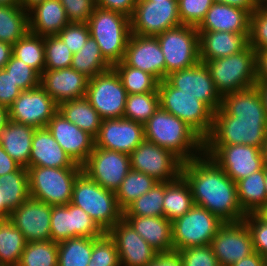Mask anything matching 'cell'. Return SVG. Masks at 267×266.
<instances>
[{"label": "cell", "instance_id": "obj_1", "mask_svg": "<svg viewBox=\"0 0 267 266\" xmlns=\"http://www.w3.org/2000/svg\"><path fill=\"white\" fill-rule=\"evenodd\" d=\"M266 134L267 116L254 85L222 97L204 146L244 144L262 149Z\"/></svg>", "mask_w": 267, "mask_h": 266}, {"label": "cell", "instance_id": "obj_2", "mask_svg": "<svg viewBox=\"0 0 267 266\" xmlns=\"http://www.w3.org/2000/svg\"><path fill=\"white\" fill-rule=\"evenodd\" d=\"M181 175L188 182L195 205L204 207L223 222L243 221L233 181L208 155L193 158L182 164Z\"/></svg>", "mask_w": 267, "mask_h": 266}, {"label": "cell", "instance_id": "obj_3", "mask_svg": "<svg viewBox=\"0 0 267 266\" xmlns=\"http://www.w3.org/2000/svg\"><path fill=\"white\" fill-rule=\"evenodd\" d=\"M145 140L171 151L183 163L204 153V140L183 120L160 106L144 124Z\"/></svg>", "mask_w": 267, "mask_h": 266}, {"label": "cell", "instance_id": "obj_4", "mask_svg": "<svg viewBox=\"0 0 267 266\" xmlns=\"http://www.w3.org/2000/svg\"><path fill=\"white\" fill-rule=\"evenodd\" d=\"M87 25L104 59L111 66L123 61L131 36L130 18L116 11L96 7Z\"/></svg>", "mask_w": 267, "mask_h": 266}, {"label": "cell", "instance_id": "obj_5", "mask_svg": "<svg viewBox=\"0 0 267 266\" xmlns=\"http://www.w3.org/2000/svg\"><path fill=\"white\" fill-rule=\"evenodd\" d=\"M71 203L82 208L104 232L123 218L115 192L103 188L83 171L75 180Z\"/></svg>", "mask_w": 267, "mask_h": 266}, {"label": "cell", "instance_id": "obj_6", "mask_svg": "<svg viewBox=\"0 0 267 266\" xmlns=\"http://www.w3.org/2000/svg\"><path fill=\"white\" fill-rule=\"evenodd\" d=\"M205 65L222 97L256 83V51L250 45L239 53L206 61Z\"/></svg>", "mask_w": 267, "mask_h": 266}, {"label": "cell", "instance_id": "obj_7", "mask_svg": "<svg viewBox=\"0 0 267 266\" xmlns=\"http://www.w3.org/2000/svg\"><path fill=\"white\" fill-rule=\"evenodd\" d=\"M159 105L170 114L183 120L203 140L213 127L214 112L195 96L182 93L181 89L172 87L166 80L159 82Z\"/></svg>", "mask_w": 267, "mask_h": 266}, {"label": "cell", "instance_id": "obj_8", "mask_svg": "<svg viewBox=\"0 0 267 266\" xmlns=\"http://www.w3.org/2000/svg\"><path fill=\"white\" fill-rule=\"evenodd\" d=\"M31 198L49 205L71 202L73 186L82 168L28 167Z\"/></svg>", "mask_w": 267, "mask_h": 266}, {"label": "cell", "instance_id": "obj_9", "mask_svg": "<svg viewBox=\"0 0 267 266\" xmlns=\"http://www.w3.org/2000/svg\"><path fill=\"white\" fill-rule=\"evenodd\" d=\"M218 216L204 207L194 205L183 216L172 222L174 251L210 245L218 229L224 224Z\"/></svg>", "mask_w": 267, "mask_h": 266}, {"label": "cell", "instance_id": "obj_10", "mask_svg": "<svg viewBox=\"0 0 267 266\" xmlns=\"http://www.w3.org/2000/svg\"><path fill=\"white\" fill-rule=\"evenodd\" d=\"M162 49L167 75L200 62L199 33L194 26L179 25L156 35Z\"/></svg>", "mask_w": 267, "mask_h": 266}, {"label": "cell", "instance_id": "obj_11", "mask_svg": "<svg viewBox=\"0 0 267 266\" xmlns=\"http://www.w3.org/2000/svg\"><path fill=\"white\" fill-rule=\"evenodd\" d=\"M121 80L113 68L89 79L86 98L100 118H123L127 99Z\"/></svg>", "mask_w": 267, "mask_h": 266}, {"label": "cell", "instance_id": "obj_12", "mask_svg": "<svg viewBox=\"0 0 267 266\" xmlns=\"http://www.w3.org/2000/svg\"><path fill=\"white\" fill-rule=\"evenodd\" d=\"M131 20V34L156 36L181 25L178 0H137Z\"/></svg>", "mask_w": 267, "mask_h": 266}, {"label": "cell", "instance_id": "obj_13", "mask_svg": "<svg viewBox=\"0 0 267 266\" xmlns=\"http://www.w3.org/2000/svg\"><path fill=\"white\" fill-rule=\"evenodd\" d=\"M130 164L132 170L157 182H170L181 175L183 162L171 151L144 139L130 154Z\"/></svg>", "mask_w": 267, "mask_h": 266}, {"label": "cell", "instance_id": "obj_14", "mask_svg": "<svg viewBox=\"0 0 267 266\" xmlns=\"http://www.w3.org/2000/svg\"><path fill=\"white\" fill-rule=\"evenodd\" d=\"M204 153L235 182L264 167L261 148L244 144L204 146Z\"/></svg>", "mask_w": 267, "mask_h": 266}, {"label": "cell", "instance_id": "obj_15", "mask_svg": "<svg viewBox=\"0 0 267 266\" xmlns=\"http://www.w3.org/2000/svg\"><path fill=\"white\" fill-rule=\"evenodd\" d=\"M82 170L103 188L116 192L131 170L130 155L94 146Z\"/></svg>", "mask_w": 267, "mask_h": 266}, {"label": "cell", "instance_id": "obj_16", "mask_svg": "<svg viewBox=\"0 0 267 266\" xmlns=\"http://www.w3.org/2000/svg\"><path fill=\"white\" fill-rule=\"evenodd\" d=\"M57 112L58 104L41 85L21 91L8 108L9 120L36 129L47 127L48 122Z\"/></svg>", "mask_w": 267, "mask_h": 266}, {"label": "cell", "instance_id": "obj_17", "mask_svg": "<svg viewBox=\"0 0 267 266\" xmlns=\"http://www.w3.org/2000/svg\"><path fill=\"white\" fill-rule=\"evenodd\" d=\"M50 227L54 242L75 237L99 238L105 233L82 208L71 202L51 205Z\"/></svg>", "mask_w": 267, "mask_h": 266}, {"label": "cell", "instance_id": "obj_18", "mask_svg": "<svg viewBox=\"0 0 267 266\" xmlns=\"http://www.w3.org/2000/svg\"><path fill=\"white\" fill-rule=\"evenodd\" d=\"M210 246L219 266H231L254 252L252 237L244 221L225 222Z\"/></svg>", "mask_w": 267, "mask_h": 266}, {"label": "cell", "instance_id": "obj_19", "mask_svg": "<svg viewBox=\"0 0 267 266\" xmlns=\"http://www.w3.org/2000/svg\"><path fill=\"white\" fill-rule=\"evenodd\" d=\"M182 93L193 95L205 103L214 113L221 107L222 96L211 78L210 71L201 61L194 66L167 75L165 79Z\"/></svg>", "mask_w": 267, "mask_h": 266}, {"label": "cell", "instance_id": "obj_20", "mask_svg": "<svg viewBox=\"0 0 267 266\" xmlns=\"http://www.w3.org/2000/svg\"><path fill=\"white\" fill-rule=\"evenodd\" d=\"M144 139V124L124 117L104 119L95 137V147L130 155Z\"/></svg>", "mask_w": 267, "mask_h": 266}, {"label": "cell", "instance_id": "obj_21", "mask_svg": "<svg viewBox=\"0 0 267 266\" xmlns=\"http://www.w3.org/2000/svg\"><path fill=\"white\" fill-rule=\"evenodd\" d=\"M123 62L151 74L159 82L166 79L165 59L156 36L131 34Z\"/></svg>", "mask_w": 267, "mask_h": 266}, {"label": "cell", "instance_id": "obj_22", "mask_svg": "<svg viewBox=\"0 0 267 266\" xmlns=\"http://www.w3.org/2000/svg\"><path fill=\"white\" fill-rule=\"evenodd\" d=\"M107 233L115 241L121 266H146L159 254L124 218Z\"/></svg>", "mask_w": 267, "mask_h": 266}, {"label": "cell", "instance_id": "obj_23", "mask_svg": "<svg viewBox=\"0 0 267 266\" xmlns=\"http://www.w3.org/2000/svg\"><path fill=\"white\" fill-rule=\"evenodd\" d=\"M9 219L26 242L51 240V205L29 197L11 211Z\"/></svg>", "mask_w": 267, "mask_h": 266}, {"label": "cell", "instance_id": "obj_24", "mask_svg": "<svg viewBox=\"0 0 267 266\" xmlns=\"http://www.w3.org/2000/svg\"><path fill=\"white\" fill-rule=\"evenodd\" d=\"M47 129L62 149L79 165H83L95 146V138L78 128L57 112L48 122Z\"/></svg>", "mask_w": 267, "mask_h": 266}, {"label": "cell", "instance_id": "obj_25", "mask_svg": "<svg viewBox=\"0 0 267 266\" xmlns=\"http://www.w3.org/2000/svg\"><path fill=\"white\" fill-rule=\"evenodd\" d=\"M88 82V77L72 67L44 70L40 78V85L58 105L68 100L85 97Z\"/></svg>", "mask_w": 267, "mask_h": 266}, {"label": "cell", "instance_id": "obj_26", "mask_svg": "<svg viewBox=\"0 0 267 266\" xmlns=\"http://www.w3.org/2000/svg\"><path fill=\"white\" fill-rule=\"evenodd\" d=\"M29 167L82 168L56 142L47 127L34 132Z\"/></svg>", "mask_w": 267, "mask_h": 266}, {"label": "cell", "instance_id": "obj_27", "mask_svg": "<svg viewBox=\"0 0 267 266\" xmlns=\"http://www.w3.org/2000/svg\"><path fill=\"white\" fill-rule=\"evenodd\" d=\"M198 33L199 59L202 63L239 53L249 45V33L226 31H198Z\"/></svg>", "mask_w": 267, "mask_h": 266}, {"label": "cell", "instance_id": "obj_28", "mask_svg": "<svg viewBox=\"0 0 267 266\" xmlns=\"http://www.w3.org/2000/svg\"><path fill=\"white\" fill-rule=\"evenodd\" d=\"M250 15L244 9L214 2L196 29L197 31L249 33Z\"/></svg>", "mask_w": 267, "mask_h": 266}, {"label": "cell", "instance_id": "obj_29", "mask_svg": "<svg viewBox=\"0 0 267 266\" xmlns=\"http://www.w3.org/2000/svg\"><path fill=\"white\" fill-rule=\"evenodd\" d=\"M123 218L159 254L174 252L172 222L164 216H123Z\"/></svg>", "mask_w": 267, "mask_h": 266}, {"label": "cell", "instance_id": "obj_30", "mask_svg": "<svg viewBox=\"0 0 267 266\" xmlns=\"http://www.w3.org/2000/svg\"><path fill=\"white\" fill-rule=\"evenodd\" d=\"M29 31L42 37L57 35L69 22L59 0H44L29 12Z\"/></svg>", "mask_w": 267, "mask_h": 266}, {"label": "cell", "instance_id": "obj_31", "mask_svg": "<svg viewBox=\"0 0 267 266\" xmlns=\"http://www.w3.org/2000/svg\"><path fill=\"white\" fill-rule=\"evenodd\" d=\"M36 128L8 120L0 129V145L21 166L29 167L31 143Z\"/></svg>", "mask_w": 267, "mask_h": 266}, {"label": "cell", "instance_id": "obj_32", "mask_svg": "<svg viewBox=\"0 0 267 266\" xmlns=\"http://www.w3.org/2000/svg\"><path fill=\"white\" fill-rule=\"evenodd\" d=\"M58 112L94 138L98 135L102 119L86 97L60 103Z\"/></svg>", "mask_w": 267, "mask_h": 266}, {"label": "cell", "instance_id": "obj_33", "mask_svg": "<svg viewBox=\"0 0 267 266\" xmlns=\"http://www.w3.org/2000/svg\"><path fill=\"white\" fill-rule=\"evenodd\" d=\"M194 205L191 188L182 175L173 181L165 182L163 214L166 219L173 222Z\"/></svg>", "mask_w": 267, "mask_h": 266}, {"label": "cell", "instance_id": "obj_34", "mask_svg": "<svg viewBox=\"0 0 267 266\" xmlns=\"http://www.w3.org/2000/svg\"><path fill=\"white\" fill-rule=\"evenodd\" d=\"M30 197L28 171L20 166L16 171L0 176V203L11 212Z\"/></svg>", "mask_w": 267, "mask_h": 266}, {"label": "cell", "instance_id": "obj_35", "mask_svg": "<svg viewBox=\"0 0 267 266\" xmlns=\"http://www.w3.org/2000/svg\"><path fill=\"white\" fill-rule=\"evenodd\" d=\"M237 197L242 211L247 215L255 213L267 203L264 183V167L250 176L236 182Z\"/></svg>", "mask_w": 267, "mask_h": 266}, {"label": "cell", "instance_id": "obj_36", "mask_svg": "<svg viewBox=\"0 0 267 266\" xmlns=\"http://www.w3.org/2000/svg\"><path fill=\"white\" fill-rule=\"evenodd\" d=\"M29 32V14L20 5H0V41L14 45Z\"/></svg>", "mask_w": 267, "mask_h": 266}, {"label": "cell", "instance_id": "obj_37", "mask_svg": "<svg viewBox=\"0 0 267 266\" xmlns=\"http://www.w3.org/2000/svg\"><path fill=\"white\" fill-rule=\"evenodd\" d=\"M23 233L8 219H0V261L5 266H18L26 245Z\"/></svg>", "mask_w": 267, "mask_h": 266}, {"label": "cell", "instance_id": "obj_38", "mask_svg": "<svg viewBox=\"0 0 267 266\" xmlns=\"http://www.w3.org/2000/svg\"><path fill=\"white\" fill-rule=\"evenodd\" d=\"M70 67L89 79L112 68L104 59L98 44L91 36H89L85 45L73 54Z\"/></svg>", "mask_w": 267, "mask_h": 266}, {"label": "cell", "instance_id": "obj_39", "mask_svg": "<svg viewBox=\"0 0 267 266\" xmlns=\"http://www.w3.org/2000/svg\"><path fill=\"white\" fill-rule=\"evenodd\" d=\"M93 238L75 237L58 242V266H88Z\"/></svg>", "mask_w": 267, "mask_h": 266}, {"label": "cell", "instance_id": "obj_40", "mask_svg": "<svg viewBox=\"0 0 267 266\" xmlns=\"http://www.w3.org/2000/svg\"><path fill=\"white\" fill-rule=\"evenodd\" d=\"M12 56L22 60L41 75L45 67L44 37L29 31L12 46Z\"/></svg>", "mask_w": 267, "mask_h": 266}, {"label": "cell", "instance_id": "obj_41", "mask_svg": "<svg viewBox=\"0 0 267 266\" xmlns=\"http://www.w3.org/2000/svg\"><path fill=\"white\" fill-rule=\"evenodd\" d=\"M118 74L127 94L158 92L159 81L151 74L127 66L123 61L112 66Z\"/></svg>", "mask_w": 267, "mask_h": 266}, {"label": "cell", "instance_id": "obj_42", "mask_svg": "<svg viewBox=\"0 0 267 266\" xmlns=\"http://www.w3.org/2000/svg\"><path fill=\"white\" fill-rule=\"evenodd\" d=\"M156 183L158 182L153 177L131 169L115 192L119 207L124 210L135 199L147 193Z\"/></svg>", "mask_w": 267, "mask_h": 266}, {"label": "cell", "instance_id": "obj_43", "mask_svg": "<svg viewBox=\"0 0 267 266\" xmlns=\"http://www.w3.org/2000/svg\"><path fill=\"white\" fill-rule=\"evenodd\" d=\"M165 182L156 183L147 193L131 202L123 216H160L163 217Z\"/></svg>", "mask_w": 267, "mask_h": 266}, {"label": "cell", "instance_id": "obj_44", "mask_svg": "<svg viewBox=\"0 0 267 266\" xmlns=\"http://www.w3.org/2000/svg\"><path fill=\"white\" fill-rule=\"evenodd\" d=\"M18 266H58V242H27Z\"/></svg>", "mask_w": 267, "mask_h": 266}, {"label": "cell", "instance_id": "obj_45", "mask_svg": "<svg viewBox=\"0 0 267 266\" xmlns=\"http://www.w3.org/2000/svg\"><path fill=\"white\" fill-rule=\"evenodd\" d=\"M159 106L158 92L128 94L123 117L145 124Z\"/></svg>", "mask_w": 267, "mask_h": 266}, {"label": "cell", "instance_id": "obj_46", "mask_svg": "<svg viewBox=\"0 0 267 266\" xmlns=\"http://www.w3.org/2000/svg\"><path fill=\"white\" fill-rule=\"evenodd\" d=\"M44 46V70H57L71 66L73 52L57 35L44 37Z\"/></svg>", "mask_w": 267, "mask_h": 266}, {"label": "cell", "instance_id": "obj_47", "mask_svg": "<svg viewBox=\"0 0 267 266\" xmlns=\"http://www.w3.org/2000/svg\"><path fill=\"white\" fill-rule=\"evenodd\" d=\"M119 255L115 241L105 232L93 238V251L88 266H119Z\"/></svg>", "mask_w": 267, "mask_h": 266}, {"label": "cell", "instance_id": "obj_48", "mask_svg": "<svg viewBox=\"0 0 267 266\" xmlns=\"http://www.w3.org/2000/svg\"><path fill=\"white\" fill-rule=\"evenodd\" d=\"M4 69L22 91L30 90L40 85L41 75L16 57L11 56Z\"/></svg>", "mask_w": 267, "mask_h": 266}, {"label": "cell", "instance_id": "obj_49", "mask_svg": "<svg viewBox=\"0 0 267 266\" xmlns=\"http://www.w3.org/2000/svg\"><path fill=\"white\" fill-rule=\"evenodd\" d=\"M248 44L255 50H267V8H256L250 15Z\"/></svg>", "mask_w": 267, "mask_h": 266}, {"label": "cell", "instance_id": "obj_50", "mask_svg": "<svg viewBox=\"0 0 267 266\" xmlns=\"http://www.w3.org/2000/svg\"><path fill=\"white\" fill-rule=\"evenodd\" d=\"M214 0H178V13L181 23L197 27Z\"/></svg>", "mask_w": 267, "mask_h": 266}, {"label": "cell", "instance_id": "obj_51", "mask_svg": "<svg viewBox=\"0 0 267 266\" xmlns=\"http://www.w3.org/2000/svg\"><path fill=\"white\" fill-rule=\"evenodd\" d=\"M183 266H219L210 245L190 247L176 251Z\"/></svg>", "mask_w": 267, "mask_h": 266}, {"label": "cell", "instance_id": "obj_52", "mask_svg": "<svg viewBox=\"0 0 267 266\" xmlns=\"http://www.w3.org/2000/svg\"><path fill=\"white\" fill-rule=\"evenodd\" d=\"M57 36L74 54L85 45L90 36V31L85 23H68Z\"/></svg>", "mask_w": 267, "mask_h": 266}, {"label": "cell", "instance_id": "obj_53", "mask_svg": "<svg viewBox=\"0 0 267 266\" xmlns=\"http://www.w3.org/2000/svg\"><path fill=\"white\" fill-rule=\"evenodd\" d=\"M252 237L254 251L261 256L267 255V223L255 213L247 214L243 220Z\"/></svg>", "mask_w": 267, "mask_h": 266}, {"label": "cell", "instance_id": "obj_54", "mask_svg": "<svg viewBox=\"0 0 267 266\" xmlns=\"http://www.w3.org/2000/svg\"><path fill=\"white\" fill-rule=\"evenodd\" d=\"M70 23H85L90 20L96 8L95 0H59Z\"/></svg>", "mask_w": 267, "mask_h": 266}, {"label": "cell", "instance_id": "obj_55", "mask_svg": "<svg viewBox=\"0 0 267 266\" xmlns=\"http://www.w3.org/2000/svg\"><path fill=\"white\" fill-rule=\"evenodd\" d=\"M21 91L10 74L4 68L0 69V106L9 108Z\"/></svg>", "mask_w": 267, "mask_h": 266}, {"label": "cell", "instance_id": "obj_56", "mask_svg": "<svg viewBox=\"0 0 267 266\" xmlns=\"http://www.w3.org/2000/svg\"><path fill=\"white\" fill-rule=\"evenodd\" d=\"M96 7L116 11L131 18L133 16L137 0H95Z\"/></svg>", "mask_w": 267, "mask_h": 266}, {"label": "cell", "instance_id": "obj_57", "mask_svg": "<svg viewBox=\"0 0 267 266\" xmlns=\"http://www.w3.org/2000/svg\"><path fill=\"white\" fill-rule=\"evenodd\" d=\"M146 266H183L182 260L177 252L158 254L154 261Z\"/></svg>", "mask_w": 267, "mask_h": 266}, {"label": "cell", "instance_id": "obj_58", "mask_svg": "<svg viewBox=\"0 0 267 266\" xmlns=\"http://www.w3.org/2000/svg\"><path fill=\"white\" fill-rule=\"evenodd\" d=\"M267 81V50L256 51V82Z\"/></svg>", "mask_w": 267, "mask_h": 266}, {"label": "cell", "instance_id": "obj_59", "mask_svg": "<svg viewBox=\"0 0 267 266\" xmlns=\"http://www.w3.org/2000/svg\"><path fill=\"white\" fill-rule=\"evenodd\" d=\"M20 166L0 145V176L16 171Z\"/></svg>", "mask_w": 267, "mask_h": 266}, {"label": "cell", "instance_id": "obj_60", "mask_svg": "<svg viewBox=\"0 0 267 266\" xmlns=\"http://www.w3.org/2000/svg\"><path fill=\"white\" fill-rule=\"evenodd\" d=\"M231 266H264V257L254 251L251 255L241 259Z\"/></svg>", "mask_w": 267, "mask_h": 266}, {"label": "cell", "instance_id": "obj_61", "mask_svg": "<svg viewBox=\"0 0 267 266\" xmlns=\"http://www.w3.org/2000/svg\"><path fill=\"white\" fill-rule=\"evenodd\" d=\"M214 2L238 7L248 11L250 14L256 9L252 0H214Z\"/></svg>", "mask_w": 267, "mask_h": 266}, {"label": "cell", "instance_id": "obj_62", "mask_svg": "<svg viewBox=\"0 0 267 266\" xmlns=\"http://www.w3.org/2000/svg\"><path fill=\"white\" fill-rule=\"evenodd\" d=\"M12 56V45L0 41V69L4 68Z\"/></svg>", "mask_w": 267, "mask_h": 266}, {"label": "cell", "instance_id": "obj_63", "mask_svg": "<svg viewBox=\"0 0 267 266\" xmlns=\"http://www.w3.org/2000/svg\"><path fill=\"white\" fill-rule=\"evenodd\" d=\"M255 86L261 96L263 106L267 116V81L266 82H256Z\"/></svg>", "mask_w": 267, "mask_h": 266}, {"label": "cell", "instance_id": "obj_64", "mask_svg": "<svg viewBox=\"0 0 267 266\" xmlns=\"http://www.w3.org/2000/svg\"><path fill=\"white\" fill-rule=\"evenodd\" d=\"M44 0H20L19 5L27 12H29L36 5L40 4Z\"/></svg>", "mask_w": 267, "mask_h": 266}, {"label": "cell", "instance_id": "obj_65", "mask_svg": "<svg viewBox=\"0 0 267 266\" xmlns=\"http://www.w3.org/2000/svg\"><path fill=\"white\" fill-rule=\"evenodd\" d=\"M9 120L8 108L0 106V129L3 128Z\"/></svg>", "mask_w": 267, "mask_h": 266}, {"label": "cell", "instance_id": "obj_66", "mask_svg": "<svg viewBox=\"0 0 267 266\" xmlns=\"http://www.w3.org/2000/svg\"><path fill=\"white\" fill-rule=\"evenodd\" d=\"M255 214L264 222L267 223V203L261 206Z\"/></svg>", "mask_w": 267, "mask_h": 266}, {"label": "cell", "instance_id": "obj_67", "mask_svg": "<svg viewBox=\"0 0 267 266\" xmlns=\"http://www.w3.org/2000/svg\"><path fill=\"white\" fill-rule=\"evenodd\" d=\"M11 212L5 207L3 203H0V219L10 218Z\"/></svg>", "mask_w": 267, "mask_h": 266}, {"label": "cell", "instance_id": "obj_68", "mask_svg": "<svg viewBox=\"0 0 267 266\" xmlns=\"http://www.w3.org/2000/svg\"><path fill=\"white\" fill-rule=\"evenodd\" d=\"M261 151H262V155H263L264 166H267V134H266V138H265V141L263 143Z\"/></svg>", "mask_w": 267, "mask_h": 266}, {"label": "cell", "instance_id": "obj_69", "mask_svg": "<svg viewBox=\"0 0 267 266\" xmlns=\"http://www.w3.org/2000/svg\"><path fill=\"white\" fill-rule=\"evenodd\" d=\"M256 8H267V0H252Z\"/></svg>", "mask_w": 267, "mask_h": 266}, {"label": "cell", "instance_id": "obj_70", "mask_svg": "<svg viewBox=\"0 0 267 266\" xmlns=\"http://www.w3.org/2000/svg\"><path fill=\"white\" fill-rule=\"evenodd\" d=\"M20 0H0V5H19Z\"/></svg>", "mask_w": 267, "mask_h": 266}, {"label": "cell", "instance_id": "obj_71", "mask_svg": "<svg viewBox=\"0 0 267 266\" xmlns=\"http://www.w3.org/2000/svg\"><path fill=\"white\" fill-rule=\"evenodd\" d=\"M264 183H265L266 194H267V166H264Z\"/></svg>", "mask_w": 267, "mask_h": 266}, {"label": "cell", "instance_id": "obj_72", "mask_svg": "<svg viewBox=\"0 0 267 266\" xmlns=\"http://www.w3.org/2000/svg\"><path fill=\"white\" fill-rule=\"evenodd\" d=\"M264 266H267V255L264 256Z\"/></svg>", "mask_w": 267, "mask_h": 266}, {"label": "cell", "instance_id": "obj_73", "mask_svg": "<svg viewBox=\"0 0 267 266\" xmlns=\"http://www.w3.org/2000/svg\"><path fill=\"white\" fill-rule=\"evenodd\" d=\"M148 1H165V0H148Z\"/></svg>", "mask_w": 267, "mask_h": 266}]
</instances>
